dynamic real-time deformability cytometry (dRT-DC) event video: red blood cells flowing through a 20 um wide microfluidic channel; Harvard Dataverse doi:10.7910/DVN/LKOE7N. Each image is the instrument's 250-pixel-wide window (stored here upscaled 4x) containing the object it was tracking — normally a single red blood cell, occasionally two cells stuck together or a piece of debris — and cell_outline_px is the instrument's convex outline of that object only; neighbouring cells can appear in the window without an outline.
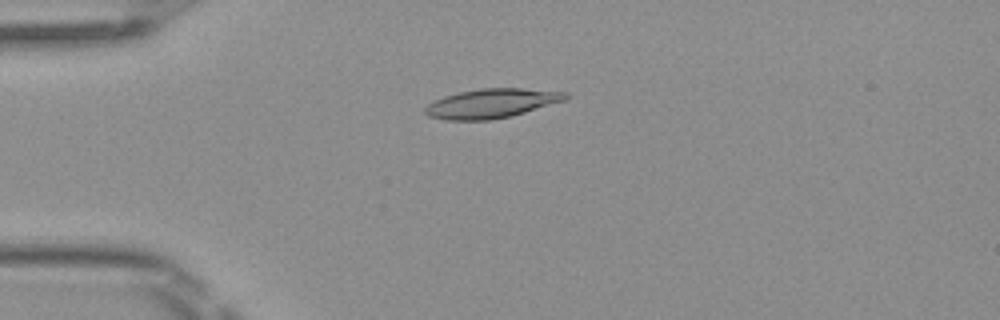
{"species": "Egyptian fruit bat (a non-hibernating species)", "species_latin": "Rousettus aegyptiacus", "temperature_condition": "room temperature", "stored_images_in_passage": 6, "camera_frame_rate_fps": 3000, "um_per_image_px": 0.085, "frame": {"image": 1, "passage_image": 3, "time_ms": 0.667, "image_size_px": [1000, 320], "cell_outline_px": [[572, 96], [564, 100], [512, 116], [492, 120], [444, 120], [428, 116], [424, 112], [424, 108], [428, 104], [444, 96], [460, 92], [480, 88], [524, 88], [568, 92]], "centroid_in_image_um": [41.79, 8.79], "position_along_channel_um": 43.2, "area_um2": 24.04}}
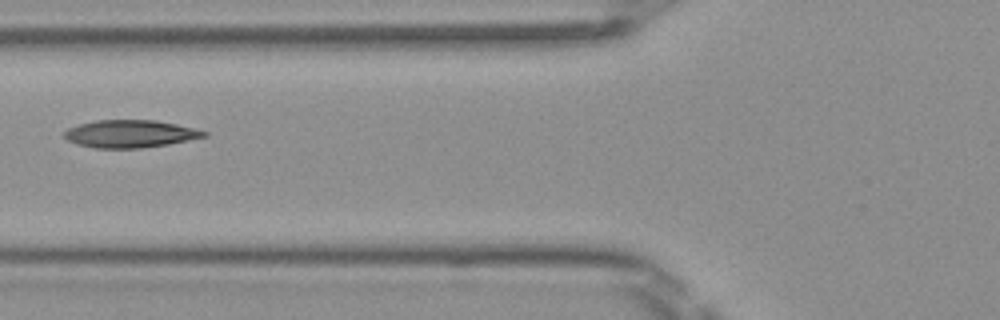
{"frame": {"image": 2, "passage_image": 5, "time_ms": 1.333, "image_size_px": [1000, 320], "cell_outline_px": [[208, 136], [168, 144], [140, 148], [96, 148], [76, 144], [68, 140], [64, 136], [64, 132], [68, 128], [80, 124], [96, 120], [156, 120], [176, 124], [208, 132]], "centroid_in_image_um": [11.05, 11.37], "position_along_channel_um": 114.7, "area_um2": 22.31}}
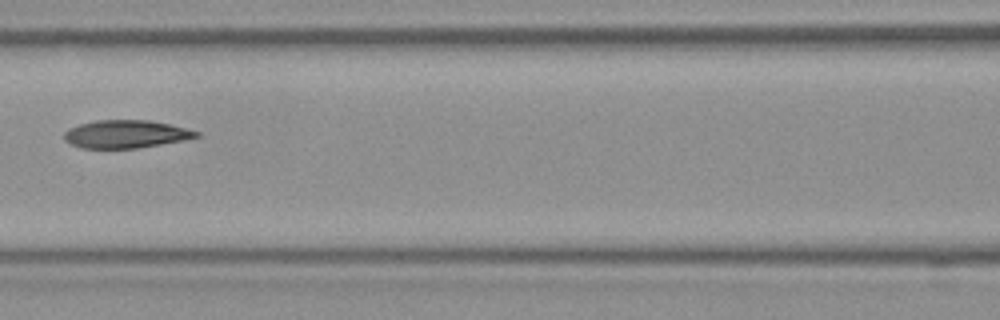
{"frame": {"image": 3, "passage_image": 6, "time_ms": 1.667, "image_size_px": [1000, 320], "cell_outline_px": [[200, 136], [184, 140], [140, 148], [80, 148], [68, 144], [64, 140], [64, 132], [68, 128], [80, 124], [96, 120], [148, 120], [168, 124], [200, 132]], "centroid_in_image_um": [10.65, 11.41], "position_along_channel_um": 156.0, "area_um2": 21.56}}